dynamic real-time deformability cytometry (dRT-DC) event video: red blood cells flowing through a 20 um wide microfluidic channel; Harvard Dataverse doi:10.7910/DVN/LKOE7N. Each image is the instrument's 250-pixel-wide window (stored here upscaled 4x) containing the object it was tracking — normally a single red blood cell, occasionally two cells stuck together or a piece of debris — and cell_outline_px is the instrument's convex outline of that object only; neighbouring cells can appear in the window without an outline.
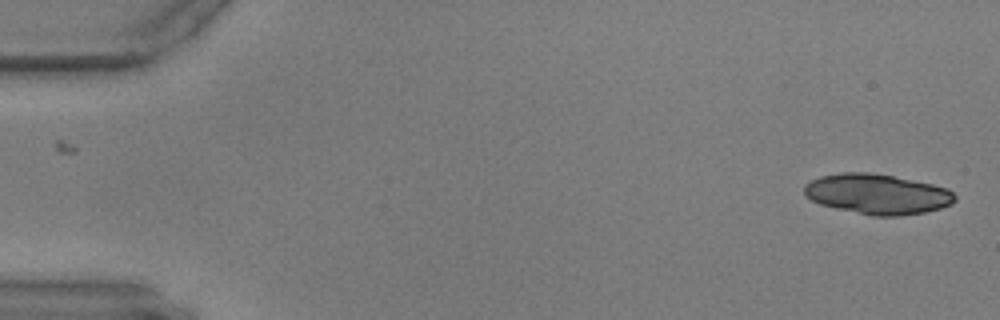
{"species": "common noctule bat (a hibernating species)", "species_latin": "Nyctalus noctula", "temperature_condition": "warm", "stored_images_in_passage": 7, "camera_frame_rate_fps": 3000, "um_per_image_px": 0.085, "animal": {"sex": "male", "body_mass_g": 17.9, "forearm_length_mm": 54.2}, "frame": {"image": 1, "passage_image": 1, "time_ms": 0.0, "image_size_px": [1000, 320], "cell_outline_px": [[956, 200], [952, 204], [940, 208], [924, 212], [900, 216], [872, 216], [836, 208], [820, 204], [804, 196], [804, 184], [820, 176], [840, 172], [868, 172], [892, 176], [932, 184], [948, 188], [956, 196]], "centroid_in_image_um": [74.56, 16.49], "position_along_channel_um": 10.4, "area_um2": 35.32}}